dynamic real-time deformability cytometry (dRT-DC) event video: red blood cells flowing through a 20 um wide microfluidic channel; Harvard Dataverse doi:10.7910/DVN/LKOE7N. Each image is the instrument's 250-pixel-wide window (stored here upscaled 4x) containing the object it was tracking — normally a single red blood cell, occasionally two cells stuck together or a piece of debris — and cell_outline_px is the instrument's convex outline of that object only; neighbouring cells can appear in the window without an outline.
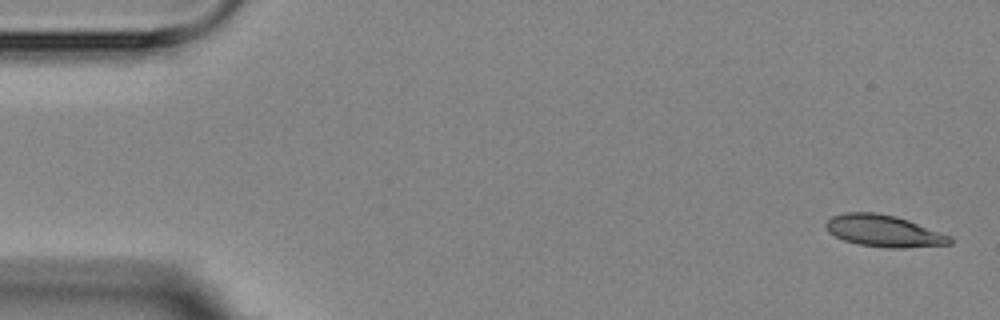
{"species": "Egyptian fruit bat (a non-hibernating species)", "species_latin": "Rousettus aegyptiacus", "temperature_condition": "room temperature", "stored_images_in_passage": 4, "camera_frame_rate_fps": 3000, "um_per_image_px": 0.085, "animal": {"sex": "female"}, "frame": {"image": 1, "passage_image": 1, "time_ms": 0.0, "image_size_px": [1000, 320], "cell_outline_px": [[952, 244], [900, 248], [888, 248], [860, 244], [844, 240], [828, 232], [824, 228], [824, 224], [832, 216], [844, 212], [876, 212], [896, 216], [908, 220], [952, 236]], "centroid_in_image_um": [75.11, 19.62], "position_along_channel_um": 9.9, "area_um2": 23.0}}